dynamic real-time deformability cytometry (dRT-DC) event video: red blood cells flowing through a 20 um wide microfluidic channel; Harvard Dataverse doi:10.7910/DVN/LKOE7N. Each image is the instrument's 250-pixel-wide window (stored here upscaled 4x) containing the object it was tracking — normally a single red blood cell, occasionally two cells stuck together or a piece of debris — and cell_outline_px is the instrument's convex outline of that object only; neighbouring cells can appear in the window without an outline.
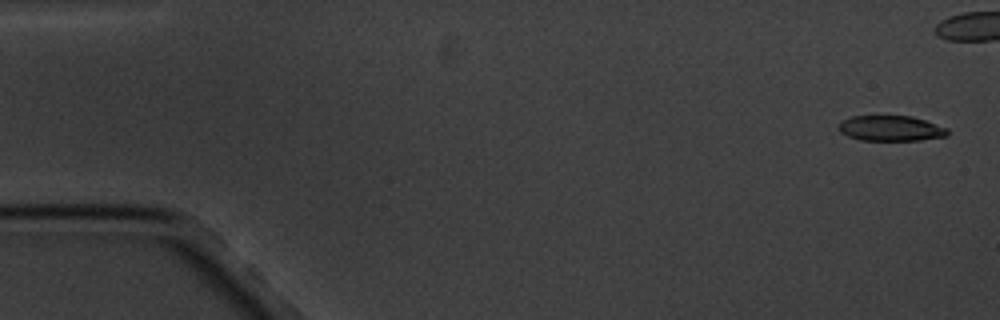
{"species": "common noctule bat (a hibernating species)", "species_latin": "Nyctalus noctula", "temperature_condition": "cold", "stored_images_in_passage": 6, "camera_frame_rate_fps": 3000, "um_per_image_px": 0.085, "animal": {"sex": "male", "body_mass_g": 20.1, "forearm_length_mm": 53.5}, "frame": {"image": 1, "passage_image": 1, "time_ms": 0.0, "image_size_px": [1000, 320], "cell_outline_px": [[948, 136], [920, 140], [860, 140], [848, 136], [840, 132], [836, 128], [840, 120], [852, 116], [912, 116], [948, 128]], "centroid_in_image_um": [75.68, 10.91], "position_along_channel_um": 9.3, "area_um2": 16.24}}
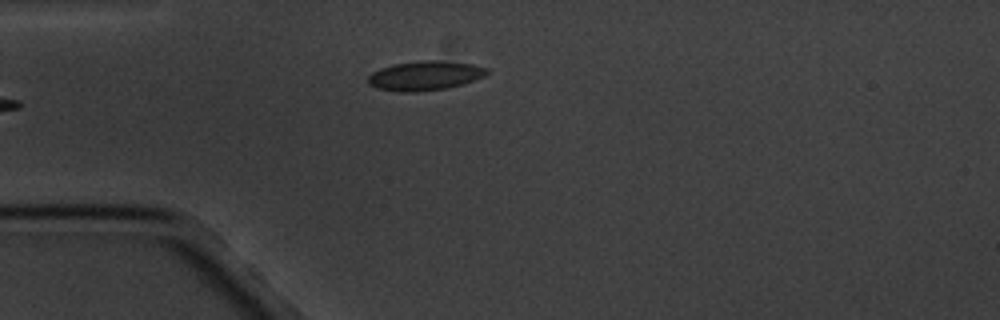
{"frame": {"image": 2, "passage_image": 6, "time_ms": 6.0, "image_size_px": [1000, 320], "cell_outline_px": [[488, 72], [484, 76], [460, 84], [444, 88], [416, 92], [396, 92], [376, 88], [368, 84], [368, 76], [372, 72], [380, 68], [392, 64], [420, 60], [436, 60], [472, 64], [488, 68]], "centroid_in_image_um": [36.05, 6.42], "position_along_channel_um": 48.9, "area_um2": 20.29}}